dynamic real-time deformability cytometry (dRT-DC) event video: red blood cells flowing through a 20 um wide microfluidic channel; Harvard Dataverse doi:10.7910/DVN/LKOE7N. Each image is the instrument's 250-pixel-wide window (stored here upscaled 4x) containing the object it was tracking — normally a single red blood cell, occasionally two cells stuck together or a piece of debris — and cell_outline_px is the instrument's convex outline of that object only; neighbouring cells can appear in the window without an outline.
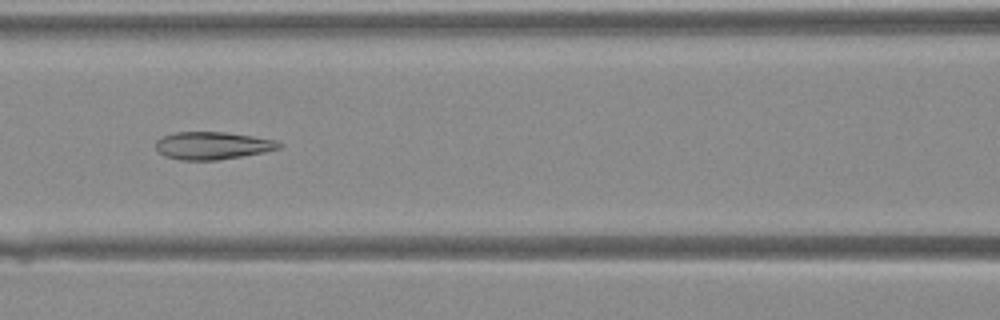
{"species": "Egyptian fruit bat (a non-hibernating species)", "species_latin": "Rousettus aegyptiacus", "temperature_condition": "warm", "stored_images_in_passage": 30, "camera_frame_rate_fps": 3000, "um_per_image_px": 0.085, "animal": {"sex": "female"}, "frame": {"image": 1, "passage_image": 6, "time_ms": 1.667, "image_size_px": [1000, 320], "cell_outline_px": [[284, 144], [280, 148], [264, 152], [216, 160], [180, 160], [164, 156], [156, 148], [156, 140], [164, 136], [176, 132], [224, 132], [252, 136], [276, 140]], "centroid_in_image_um": [18.07, 12.37], "position_along_channel_um": 148.5, "area_um2": 19.71}}
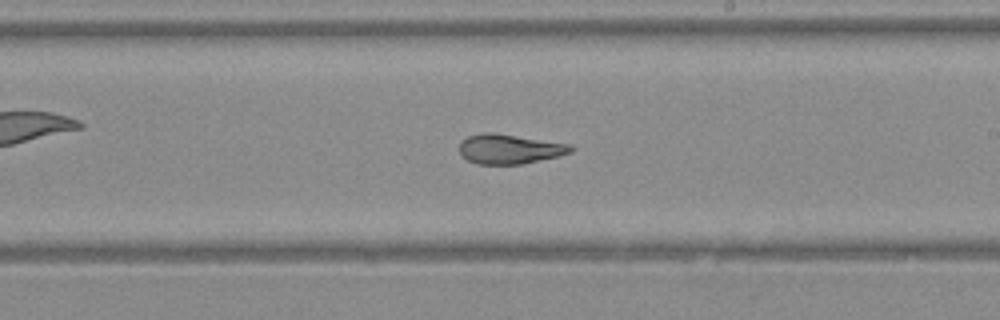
{"frame": {"image": 2, "passage_image": 12, "time_ms": 3.667, "image_size_px": [1000, 320], "cell_outline_px": [[576, 148], [572, 152], [524, 164], [476, 164], [468, 160], [460, 152], [460, 140], [468, 136], [484, 132], [492, 132], [572, 144]], "centroid_in_image_um": [43.33, 12.66], "position_along_channel_um": 245.7, "area_um2": 19.31}}
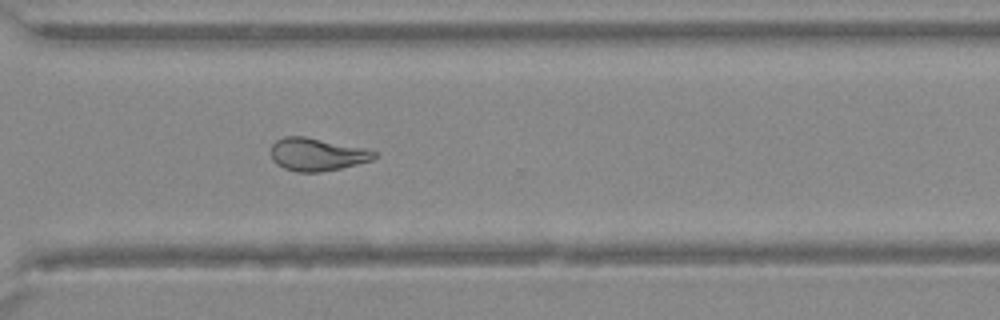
{"frame": {"image": 3, "passage_image": 18, "time_ms": 5.667, "image_size_px": [1000, 320], "cell_outline_px": [[380, 156], [372, 160], [340, 168], [320, 172], [296, 172], [284, 168], [276, 164], [272, 160], [272, 144], [276, 140], [284, 136], [304, 136], [368, 148], [380, 152]], "centroid_in_image_um": [27.0, 13.11], "position_along_channel_um": 343.6, "area_um2": 20.06}}